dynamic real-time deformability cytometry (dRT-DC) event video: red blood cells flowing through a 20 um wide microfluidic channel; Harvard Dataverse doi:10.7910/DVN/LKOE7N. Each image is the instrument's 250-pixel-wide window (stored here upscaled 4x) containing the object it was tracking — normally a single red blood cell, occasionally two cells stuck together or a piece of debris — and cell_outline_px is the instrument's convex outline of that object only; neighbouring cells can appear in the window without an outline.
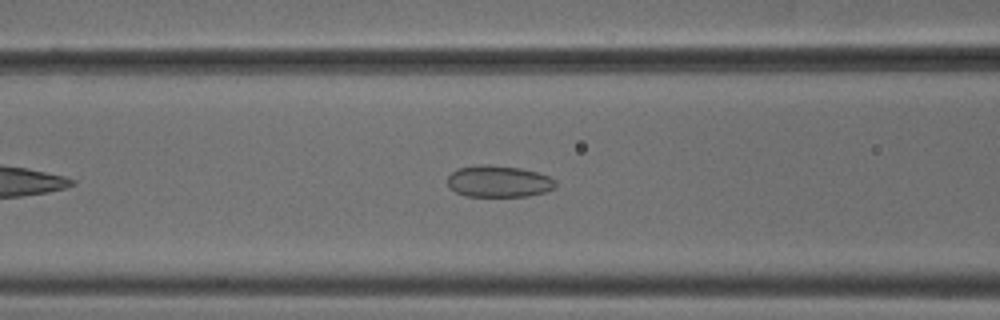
{"species": "common noctule bat (a hibernating species)", "species_latin": "Nyctalus noctula", "temperature_condition": "cold", "stored_images_in_passage": 41, "camera_frame_rate_fps": 3000, "um_per_image_px": 0.085, "animal": {"sex": "male", "body_mass_g": 18.8}, "frame": {"image": 1, "passage_image": 10, "time_ms": 3.0, "image_size_px": [1000, 320], "cell_outline_px": [[556, 184], [552, 188], [544, 192], [528, 196], [464, 196], [448, 188], [448, 176], [456, 168], [480, 164], [488, 164], [520, 168], [536, 172], [548, 176], [556, 180]], "centroid_in_image_um": [42.34, 15.41], "position_along_channel_um": 124.3, "area_um2": 20.0}}
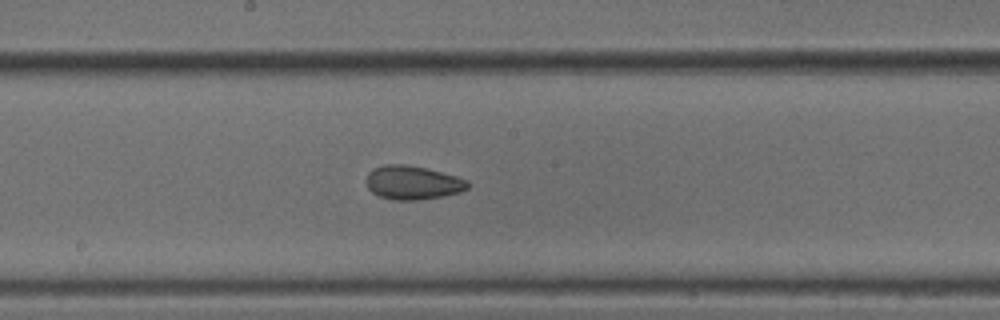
{"frame": {"image": 2, "passage_image": 17, "time_ms": 5.333, "image_size_px": [1000, 320], "cell_outline_px": [[468, 188], [460, 192], [444, 196], [416, 200], [392, 200], [380, 196], [372, 192], [368, 188], [364, 180], [368, 172], [372, 168], [384, 164], [404, 164], [428, 168], [456, 176], [468, 180]], "centroid_in_image_um": [35.04, 15.51], "position_along_channel_um": 213.2, "area_um2": 20.23}}
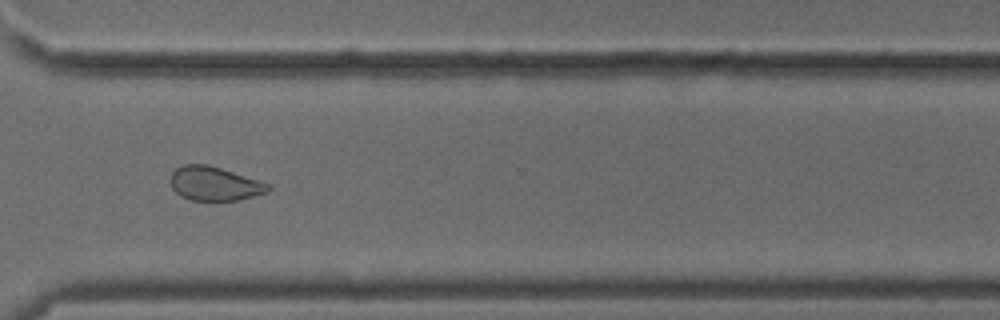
{"frame": {"image": 3, "passage_image": 28, "time_ms": 9.0, "image_size_px": [1000, 320], "cell_outline_px": [[272, 188], [268, 192], [236, 200], [192, 200], [180, 196], [172, 188], [168, 180], [172, 172], [176, 168], [184, 164], [208, 164], [268, 184]], "centroid_in_image_um": [18.16, 15.61], "position_along_channel_um": 352.4, "area_um2": 19.13}, "authors_computed_cell_mechanics": {"area_um2": 20.3456, "velocity_mm_per_s": 3.8003, "shape_relaxation_time_tau1_ms": null, "shape_relaxation_time_tau2_ms": 2.0988, "deformation_change_tau1": null, "deformation_change_tau2": 0.064}}